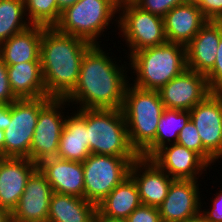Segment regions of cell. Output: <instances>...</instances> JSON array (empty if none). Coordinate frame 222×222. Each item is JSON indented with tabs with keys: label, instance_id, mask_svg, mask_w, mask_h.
I'll return each instance as SVG.
<instances>
[{
	"label": "cell",
	"instance_id": "5b68a950",
	"mask_svg": "<svg viewBox=\"0 0 222 222\" xmlns=\"http://www.w3.org/2000/svg\"><path fill=\"white\" fill-rule=\"evenodd\" d=\"M86 131L91 154L140 156L130 144L121 109H86Z\"/></svg>",
	"mask_w": 222,
	"mask_h": 222
},
{
	"label": "cell",
	"instance_id": "ab89813d",
	"mask_svg": "<svg viewBox=\"0 0 222 222\" xmlns=\"http://www.w3.org/2000/svg\"><path fill=\"white\" fill-rule=\"evenodd\" d=\"M4 140H5L4 130L0 129V155L2 157H4Z\"/></svg>",
	"mask_w": 222,
	"mask_h": 222
},
{
	"label": "cell",
	"instance_id": "2e32d148",
	"mask_svg": "<svg viewBox=\"0 0 222 222\" xmlns=\"http://www.w3.org/2000/svg\"><path fill=\"white\" fill-rule=\"evenodd\" d=\"M150 159L172 179L198 180L210 168L198 153L177 143L162 147Z\"/></svg>",
	"mask_w": 222,
	"mask_h": 222
},
{
	"label": "cell",
	"instance_id": "4dcf8cb0",
	"mask_svg": "<svg viewBox=\"0 0 222 222\" xmlns=\"http://www.w3.org/2000/svg\"><path fill=\"white\" fill-rule=\"evenodd\" d=\"M211 91L222 92V34L213 68L205 75Z\"/></svg>",
	"mask_w": 222,
	"mask_h": 222
},
{
	"label": "cell",
	"instance_id": "7402d4cb",
	"mask_svg": "<svg viewBox=\"0 0 222 222\" xmlns=\"http://www.w3.org/2000/svg\"><path fill=\"white\" fill-rule=\"evenodd\" d=\"M10 88L17 99H36L46 94L41 61L6 65Z\"/></svg>",
	"mask_w": 222,
	"mask_h": 222
},
{
	"label": "cell",
	"instance_id": "5bb4252c",
	"mask_svg": "<svg viewBox=\"0 0 222 222\" xmlns=\"http://www.w3.org/2000/svg\"><path fill=\"white\" fill-rule=\"evenodd\" d=\"M198 180L174 179L158 207L162 222H184L201 211Z\"/></svg>",
	"mask_w": 222,
	"mask_h": 222
},
{
	"label": "cell",
	"instance_id": "d590c367",
	"mask_svg": "<svg viewBox=\"0 0 222 222\" xmlns=\"http://www.w3.org/2000/svg\"><path fill=\"white\" fill-rule=\"evenodd\" d=\"M8 120H11V103H0V129H6Z\"/></svg>",
	"mask_w": 222,
	"mask_h": 222
},
{
	"label": "cell",
	"instance_id": "d4e9b609",
	"mask_svg": "<svg viewBox=\"0 0 222 222\" xmlns=\"http://www.w3.org/2000/svg\"><path fill=\"white\" fill-rule=\"evenodd\" d=\"M141 204L137 185L129 175L97 205V214L126 219Z\"/></svg>",
	"mask_w": 222,
	"mask_h": 222
},
{
	"label": "cell",
	"instance_id": "3957f363",
	"mask_svg": "<svg viewBox=\"0 0 222 222\" xmlns=\"http://www.w3.org/2000/svg\"><path fill=\"white\" fill-rule=\"evenodd\" d=\"M128 59L137 76L131 85L143 90L159 91L187 69L186 47L172 42L144 48Z\"/></svg>",
	"mask_w": 222,
	"mask_h": 222
},
{
	"label": "cell",
	"instance_id": "ba28073f",
	"mask_svg": "<svg viewBox=\"0 0 222 222\" xmlns=\"http://www.w3.org/2000/svg\"><path fill=\"white\" fill-rule=\"evenodd\" d=\"M119 14L118 20L114 21H117L119 33L129 47V57L144 48L167 42L162 17L141 9L135 3L120 6Z\"/></svg>",
	"mask_w": 222,
	"mask_h": 222
},
{
	"label": "cell",
	"instance_id": "52a82bcc",
	"mask_svg": "<svg viewBox=\"0 0 222 222\" xmlns=\"http://www.w3.org/2000/svg\"><path fill=\"white\" fill-rule=\"evenodd\" d=\"M137 158L90 154L82 162L84 199L98 205L129 176L131 164Z\"/></svg>",
	"mask_w": 222,
	"mask_h": 222
},
{
	"label": "cell",
	"instance_id": "74e56055",
	"mask_svg": "<svg viewBox=\"0 0 222 222\" xmlns=\"http://www.w3.org/2000/svg\"><path fill=\"white\" fill-rule=\"evenodd\" d=\"M79 0H58V9L62 12L64 11L67 7H70L74 4H76Z\"/></svg>",
	"mask_w": 222,
	"mask_h": 222
},
{
	"label": "cell",
	"instance_id": "836d02e7",
	"mask_svg": "<svg viewBox=\"0 0 222 222\" xmlns=\"http://www.w3.org/2000/svg\"><path fill=\"white\" fill-rule=\"evenodd\" d=\"M17 100L14 96L8 80L6 64L0 55V103L9 104Z\"/></svg>",
	"mask_w": 222,
	"mask_h": 222
},
{
	"label": "cell",
	"instance_id": "9c48e42d",
	"mask_svg": "<svg viewBox=\"0 0 222 222\" xmlns=\"http://www.w3.org/2000/svg\"><path fill=\"white\" fill-rule=\"evenodd\" d=\"M48 96L36 99H17L11 103V120L4 130V157L30 159V147L39 111L51 100Z\"/></svg>",
	"mask_w": 222,
	"mask_h": 222
},
{
	"label": "cell",
	"instance_id": "4fadbf2b",
	"mask_svg": "<svg viewBox=\"0 0 222 222\" xmlns=\"http://www.w3.org/2000/svg\"><path fill=\"white\" fill-rule=\"evenodd\" d=\"M53 190L45 175L37 168L29 177L11 221L47 222Z\"/></svg>",
	"mask_w": 222,
	"mask_h": 222
},
{
	"label": "cell",
	"instance_id": "44dd1931",
	"mask_svg": "<svg viewBox=\"0 0 222 222\" xmlns=\"http://www.w3.org/2000/svg\"><path fill=\"white\" fill-rule=\"evenodd\" d=\"M70 114L66 115L57 157L83 162L91 154L86 131V109H78Z\"/></svg>",
	"mask_w": 222,
	"mask_h": 222
},
{
	"label": "cell",
	"instance_id": "d6a6232c",
	"mask_svg": "<svg viewBox=\"0 0 222 222\" xmlns=\"http://www.w3.org/2000/svg\"><path fill=\"white\" fill-rule=\"evenodd\" d=\"M207 20L222 21V0H195Z\"/></svg>",
	"mask_w": 222,
	"mask_h": 222
},
{
	"label": "cell",
	"instance_id": "83f0119b",
	"mask_svg": "<svg viewBox=\"0 0 222 222\" xmlns=\"http://www.w3.org/2000/svg\"><path fill=\"white\" fill-rule=\"evenodd\" d=\"M57 1L24 0L26 18L29 19L28 22L32 25L54 27L59 22L62 13L58 9Z\"/></svg>",
	"mask_w": 222,
	"mask_h": 222
},
{
	"label": "cell",
	"instance_id": "7c38bea8",
	"mask_svg": "<svg viewBox=\"0 0 222 222\" xmlns=\"http://www.w3.org/2000/svg\"><path fill=\"white\" fill-rule=\"evenodd\" d=\"M211 92L206 76L189 68L159 90L166 109L183 111H190Z\"/></svg>",
	"mask_w": 222,
	"mask_h": 222
},
{
	"label": "cell",
	"instance_id": "cb8c5ba5",
	"mask_svg": "<svg viewBox=\"0 0 222 222\" xmlns=\"http://www.w3.org/2000/svg\"><path fill=\"white\" fill-rule=\"evenodd\" d=\"M97 205L73 195L52 193L47 222H93Z\"/></svg>",
	"mask_w": 222,
	"mask_h": 222
},
{
	"label": "cell",
	"instance_id": "d6986e66",
	"mask_svg": "<svg viewBox=\"0 0 222 222\" xmlns=\"http://www.w3.org/2000/svg\"><path fill=\"white\" fill-rule=\"evenodd\" d=\"M207 21L195 0L175 6L163 17L167 42L186 47Z\"/></svg>",
	"mask_w": 222,
	"mask_h": 222
},
{
	"label": "cell",
	"instance_id": "7a4b0ae2",
	"mask_svg": "<svg viewBox=\"0 0 222 222\" xmlns=\"http://www.w3.org/2000/svg\"><path fill=\"white\" fill-rule=\"evenodd\" d=\"M92 45L55 27L42 26L40 60L48 97L65 99L74 90L83 56Z\"/></svg>",
	"mask_w": 222,
	"mask_h": 222
},
{
	"label": "cell",
	"instance_id": "ac0fdd59",
	"mask_svg": "<svg viewBox=\"0 0 222 222\" xmlns=\"http://www.w3.org/2000/svg\"><path fill=\"white\" fill-rule=\"evenodd\" d=\"M222 21L208 20L186 46L187 68L206 75L214 66Z\"/></svg>",
	"mask_w": 222,
	"mask_h": 222
},
{
	"label": "cell",
	"instance_id": "f35d334b",
	"mask_svg": "<svg viewBox=\"0 0 222 222\" xmlns=\"http://www.w3.org/2000/svg\"><path fill=\"white\" fill-rule=\"evenodd\" d=\"M0 222H11V213L0 207Z\"/></svg>",
	"mask_w": 222,
	"mask_h": 222
},
{
	"label": "cell",
	"instance_id": "603a6c76",
	"mask_svg": "<svg viewBox=\"0 0 222 222\" xmlns=\"http://www.w3.org/2000/svg\"><path fill=\"white\" fill-rule=\"evenodd\" d=\"M42 26L31 25L0 44V55L6 65L21 62L41 61L40 43Z\"/></svg>",
	"mask_w": 222,
	"mask_h": 222
},
{
	"label": "cell",
	"instance_id": "484cf974",
	"mask_svg": "<svg viewBox=\"0 0 222 222\" xmlns=\"http://www.w3.org/2000/svg\"><path fill=\"white\" fill-rule=\"evenodd\" d=\"M189 120L190 111L165 108L159 119L155 140L140 156L151 158L162 147L176 143L180 131L186 126Z\"/></svg>",
	"mask_w": 222,
	"mask_h": 222
},
{
	"label": "cell",
	"instance_id": "4316f807",
	"mask_svg": "<svg viewBox=\"0 0 222 222\" xmlns=\"http://www.w3.org/2000/svg\"><path fill=\"white\" fill-rule=\"evenodd\" d=\"M24 16V0H0V44L32 25Z\"/></svg>",
	"mask_w": 222,
	"mask_h": 222
},
{
	"label": "cell",
	"instance_id": "30bf717a",
	"mask_svg": "<svg viewBox=\"0 0 222 222\" xmlns=\"http://www.w3.org/2000/svg\"><path fill=\"white\" fill-rule=\"evenodd\" d=\"M67 102L66 99L52 98L39 111L30 147V160L37 165L46 159L57 157L59 141L66 121L63 109Z\"/></svg>",
	"mask_w": 222,
	"mask_h": 222
},
{
	"label": "cell",
	"instance_id": "8992f818",
	"mask_svg": "<svg viewBox=\"0 0 222 222\" xmlns=\"http://www.w3.org/2000/svg\"><path fill=\"white\" fill-rule=\"evenodd\" d=\"M118 13L119 7L113 0H79L62 11L54 27L61 33L99 44L98 38Z\"/></svg>",
	"mask_w": 222,
	"mask_h": 222
},
{
	"label": "cell",
	"instance_id": "9a60e30c",
	"mask_svg": "<svg viewBox=\"0 0 222 222\" xmlns=\"http://www.w3.org/2000/svg\"><path fill=\"white\" fill-rule=\"evenodd\" d=\"M129 175L137 185L141 203L156 208L166 198L174 180L150 158L141 156L132 162Z\"/></svg>",
	"mask_w": 222,
	"mask_h": 222
},
{
	"label": "cell",
	"instance_id": "f546056e",
	"mask_svg": "<svg viewBox=\"0 0 222 222\" xmlns=\"http://www.w3.org/2000/svg\"><path fill=\"white\" fill-rule=\"evenodd\" d=\"M189 0H137L135 4L141 9L159 17H164L172 8Z\"/></svg>",
	"mask_w": 222,
	"mask_h": 222
},
{
	"label": "cell",
	"instance_id": "e575fe53",
	"mask_svg": "<svg viewBox=\"0 0 222 222\" xmlns=\"http://www.w3.org/2000/svg\"><path fill=\"white\" fill-rule=\"evenodd\" d=\"M212 202V209H205V211L201 209L200 214L208 221V222H222V190L220 192H216V196Z\"/></svg>",
	"mask_w": 222,
	"mask_h": 222
},
{
	"label": "cell",
	"instance_id": "60d3db41",
	"mask_svg": "<svg viewBox=\"0 0 222 222\" xmlns=\"http://www.w3.org/2000/svg\"><path fill=\"white\" fill-rule=\"evenodd\" d=\"M184 222H208L201 214H198L195 217L189 218Z\"/></svg>",
	"mask_w": 222,
	"mask_h": 222
},
{
	"label": "cell",
	"instance_id": "1f68e13d",
	"mask_svg": "<svg viewBox=\"0 0 222 222\" xmlns=\"http://www.w3.org/2000/svg\"><path fill=\"white\" fill-rule=\"evenodd\" d=\"M127 222H162L159 209L141 204L127 218Z\"/></svg>",
	"mask_w": 222,
	"mask_h": 222
},
{
	"label": "cell",
	"instance_id": "6da1fadb",
	"mask_svg": "<svg viewBox=\"0 0 222 222\" xmlns=\"http://www.w3.org/2000/svg\"><path fill=\"white\" fill-rule=\"evenodd\" d=\"M105 52L99 44H93L86 51L78 82L65 98L67 105L70 102L72 106L79 103V109L122 108L125 90L129 84L126 71L128 68L116 64L117 62L109 57V53Z\"/></svg>",
	"mask_w": 222,
	"mask_h": 222
},
{
	"label": "cell",
	"instance_id": "e0dca14e",
	"mask_svg": "<svg viewBox=\"0 0 222 222\" xmlns=\"http://www.w3.org/2000/svg\"><path fill=\"white\" fill-rule=\"evenodd\" d=\"M38 165L26 157H1L0 207L10 213L16 208L29 177Z\"/></svg>",
	"mask_w": 222,
	"mask_h": 222
},
{
	"label": "cell",
	"instance_id": "8fae6325",
	"mask_svg": "<svg viewBox=\"0 0 222 222\" xmlns=\"http://www.w3.org/2000/svg\"><path fill=\"white\" fill-rule=\"evenodd\" d=\"M190 119L200 135L203 147L216 159H222V92L212 91L190 110Z\"/></svg>",
	"mask_w": 222,
	"mask_h": 222
},
{
	"label": "cell",
	"instance_id": "277c9868",
	"mask_svg": "<svg viewBox=\"0 0 222 222\" xmlns=\"http://www.w3.org/2000/svg\"><path fill=\"white\" fill-rule=\"evenodd\" d=\"M164 109L159 91L127 85L121 110L130 144L139 155L155 140Z\"/></svg>",
	"mask_w": 222,
	"mask_h": 222
},
{
	"label": "cell",
	"instance_id": "ffe728a7",
	"mask_svg": "<svg viewBox=\"0 0 222 222\" xmlns=\"http://www.w3.org/2000/svg\"><path fill=\"white\" fill-rule=\"evenodd\" d=\"M53 192L84 198V172L82 162L59 157L49 158L38 164Z\"/></svg>",
	"mask_w": 222,
	"mask_h": 222
},
{
	"label": "cell",
	"instance_id": "f1b7e54d",
	"mask_svg": "<svg viewBox=\"0 0 222 222\" xmlns=\"http://www.w3.org/2000/svg\"><path fill=\"white\" fill-rule=\"evenodd\" d=\"M176 143L198 153L210 166L216 162V159L203 147L198 130L191 119L180 131Z\"/></svg>",
	"mask_w": 222,
	"mask_h": 222
},
{
	"label": "cell",
	"instance_id": "8d00e7d4",
	"mask_svg": "<svg viewBox=\"0 0 222 222\" xmlns=\"http://www.w3.org/2000/svg\"><path fill=\"white\" fill-rule=\"evenodd\" d=\"M93 222H127V220L120 219V218H110V217L100 216L96 213Z\"/></svg>",
	"mask_w": 222,
	"mask_h": 222
},
{
	"label": "cell",
	"instance_id": "b9f144b4",
	"mask_svg": "<svg viewBox=\"0 0 222 222\" xmlns=\"http://www.w3.org/2000/svg\"><path fill=\"white\" fill-rule=\"evenodd\" d=\"M115 4L120 7L125 4L135 3L137 0H113Z\"/></svg>",
	"mask_w": 222,
	"mask_h": 222
}]
</instances>
